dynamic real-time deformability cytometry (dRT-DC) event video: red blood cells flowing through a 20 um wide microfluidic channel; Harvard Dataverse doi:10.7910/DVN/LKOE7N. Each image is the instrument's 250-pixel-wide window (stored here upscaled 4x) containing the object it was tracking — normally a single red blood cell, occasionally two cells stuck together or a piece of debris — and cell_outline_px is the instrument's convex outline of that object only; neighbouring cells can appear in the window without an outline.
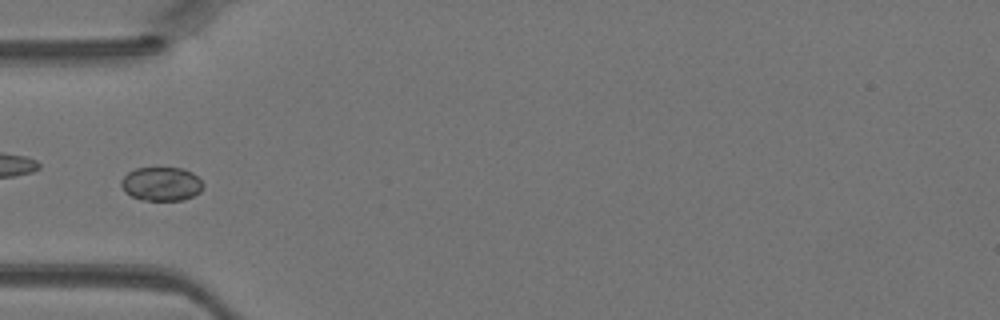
{"species": "Egyptian fruit bat (a non-hibernating species)", "species_latin": "Rousettus aegyptiacus", "temperature_condition": "warm", "stored_images_in_passage": 44, "camera_frame_rate_fps": 3000, "um_per_image_px": 0.085, "animal": {"sex": "female"}, "frame": {"image": 1, "passage_image": 13, "time_ms": 4.0, "image_size_px": [1000, 320], "cell_outline_px": [[204, 184], [200, 192], [184, 200], [140, 200], [124, 192], [120, 184], [120, 180], [128, 172], [136, 168], [184, 168], [192, 172]], "centroid_in_image_um": [13.7, 15.63], "position_along_channel_um": 71.3, "area_um2": 16.24}}
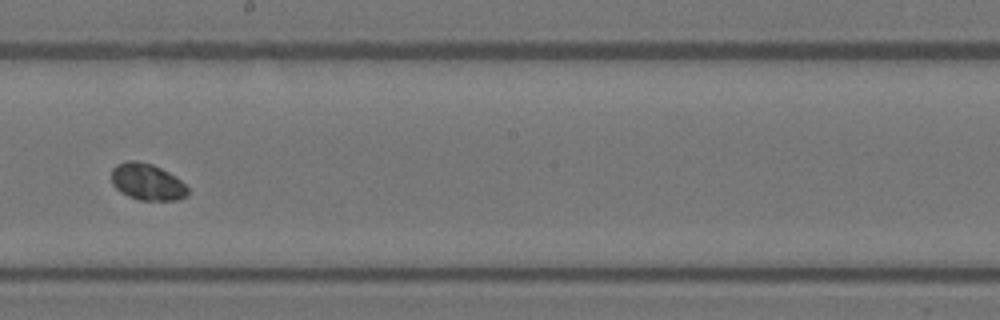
{"frame": {"image": 2, "passage_image": 24, "time_ms": 7.667, "image_size_px": [1000, 320], "cell_outline_px": [[188, 196], [176, 200], [140, 200], [128, 196], [120, 192], [112, 184], [112, 168], [116, 164], [128, 160], [136, 160], [152, 164], [168, 172], [180, 180], [188, 188]], "centroid_in_image_um": [12.49, 15.46], "position_along_channel_um": 235.7, "area_um2": 16.3}}
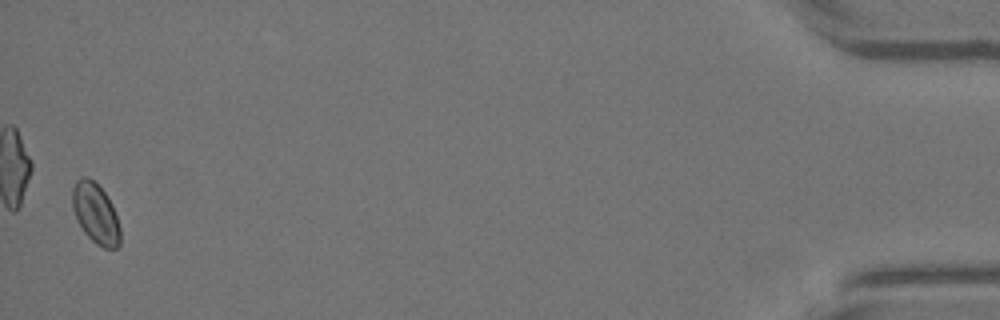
{"frame": {"image": 3, "passage_image": 43, "time_ms": 14.0, "image_size_px": [1000, 320], "cell_outline_px": [[120, 244], [116, 248], [104, 248], [96, 244], [84, 232], [76, 220], [72, 208], [72, 188], [76, 180], [84, 176], [88, 176], [104, 192], [112, 204], [120, 228]], "centroid_in_image_um": [8.1, 18.14], "position_along_channel_um": 427.1, "area_um2": 16.82}}